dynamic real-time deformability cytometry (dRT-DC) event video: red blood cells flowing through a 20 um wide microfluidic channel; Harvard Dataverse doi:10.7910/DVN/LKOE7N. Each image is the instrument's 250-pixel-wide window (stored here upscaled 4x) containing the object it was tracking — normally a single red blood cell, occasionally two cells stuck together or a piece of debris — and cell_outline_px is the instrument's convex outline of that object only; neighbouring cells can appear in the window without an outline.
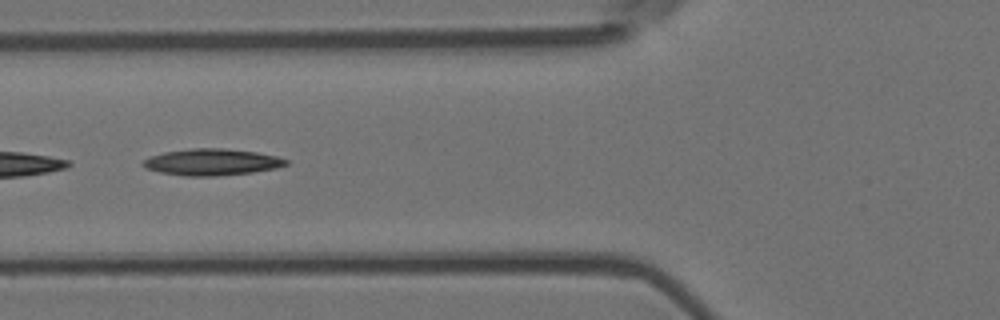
{"species": "Egyptian fruit bat (a non-hibernating species)", "species_latin": "Rousettus aegyptiacus", "temperature_condition": "room temperature", "stored_images_in_passage": 7, "camera_frame_rate_fps": 3000, "um_per_image_px": 0.085, "animal": {"sex": "female"}, "frame": {"image": 1, "passage_image": 6, "time_ms": 1.667, "image_size_px": [1000, 320], "cell_outline_px": [[288, 164], [276, 168], [252, 172], [216, 176], [184, 176], [160, 172], [144, 168], [140, 164], [144, 160], [152, 156], [164, 152], [192, 148], [224, 148], [256, 152], [276, 156], [288, 160]], "centroid_in_image_um": [17.99, 13.78], "position_along_channel_um": 107.8, "area_um2": 22.08}}
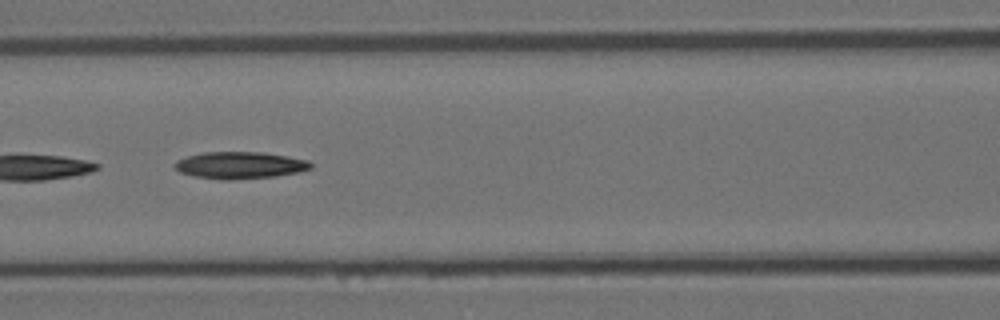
{"frame": {"image": 2, "passage_image": 7, "time_ms": 2.0, "image_size_px": [1000, 320], "cell_outline_px": [[312, 168], [300, 172], [276, 176], [232, 180], [220, 180], [196, 176], [180, 172], [172, 164], [176, 160], [188, 156], [204, 152], [260, 152], [288, 156], [308, 160], [312, 164]], "centroid_in_image_um": [20.41, 14.05], "position_along_channel_um": 146.2, "area_um2": 21.44}}